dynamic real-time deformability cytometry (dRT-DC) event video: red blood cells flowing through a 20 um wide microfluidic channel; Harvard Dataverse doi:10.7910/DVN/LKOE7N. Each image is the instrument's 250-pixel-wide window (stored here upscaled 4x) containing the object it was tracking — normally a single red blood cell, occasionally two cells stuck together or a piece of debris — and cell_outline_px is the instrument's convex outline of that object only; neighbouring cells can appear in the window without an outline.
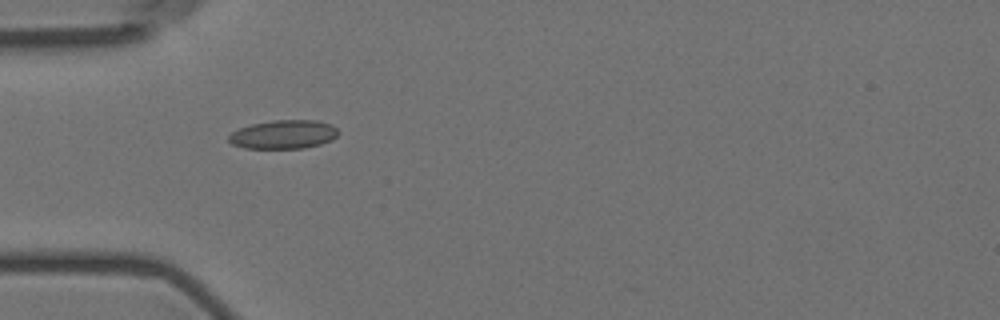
{"species": "Egyptian fruit bat (a non-hibernating species)", "species_latin": "Rousettus aegyptiacus", "temperature_condition": "room temperature", "stored_images_in_passage": 5, "camera_frame_rate_fps": 3000, "um_per_image_px": 0.085, "animal": {"sex": "female"}, "frame": {"image": 1, "passage_image": 5, "time_ms": 4.667, "image_size_px": [1000, 320], "cell_outline_px": [[340, 132], [332, 140], [320, 144], [304, 148], [244, 148], [232, 144], [228, 140], [228, 136], [232, 132], [240, 128], [252, 124], [272, 120], [316, 120], [332, 124]], "centroid_in_image_um": [24.12, 11.42], "position_along_channel_um": 60.9, "area_um2": 18.38}}